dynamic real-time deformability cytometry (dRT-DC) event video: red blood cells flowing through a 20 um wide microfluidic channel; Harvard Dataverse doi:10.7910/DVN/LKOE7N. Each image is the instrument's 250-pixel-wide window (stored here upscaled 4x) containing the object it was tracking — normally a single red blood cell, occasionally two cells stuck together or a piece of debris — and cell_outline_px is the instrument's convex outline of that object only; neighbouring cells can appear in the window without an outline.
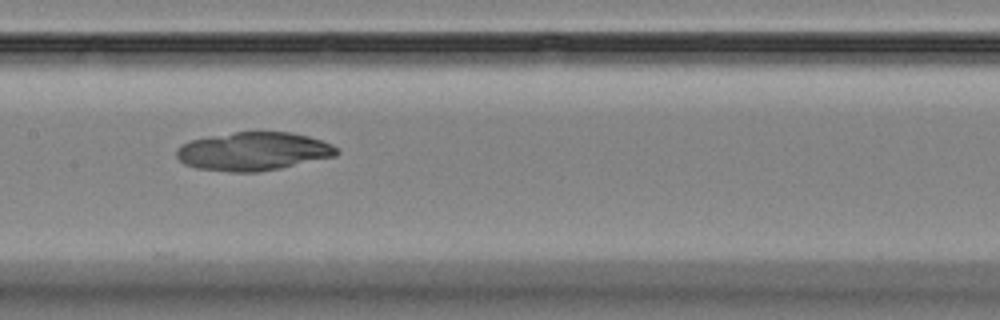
{"species": "Egyptian fruit bat (a non-hibernating species)", "species_latin": "Rousettus aegyptiacus", "temperature_condition": "room temperature", "stored_images_in_passage": 7, "camera_frame_rate_fps": 3000, "um_per_image_px": 0.085, "animal": {"sex": "female"}, "frame": {"image": 1, "passage_image": 5, "time_ms": 4.667, "image_size_px": [1000, 320], "cell_outline_px": [[340, 152], [336, 156], [280, 168], [260, 172], [228, 172], [196, 168], [184, 164], [176, 156], [176, 148], [180, 144], [192, 140], [212, 136], [236, 132], [292, 132], [308, 136], [332, 144], [340, 148]], "centroid_in_image_um": [21.55, 12.87], "position_along_channel_um": 185.9, "area_um2": 35.95}}
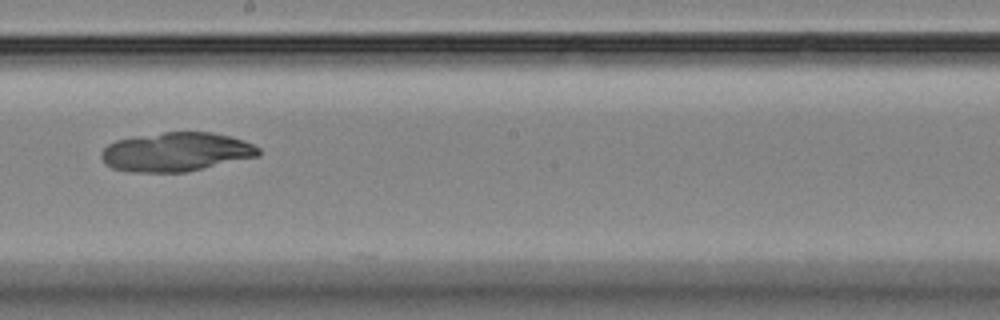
{"frame": {"image": 2, "passage_image": 6, "time_ms": 6.0, "image_size_px": [1000, 320], "cell_outline_px": [[260, 156], [184, 172], [132, 172], [112, 168], [104, 164], [100, 156], [100, 152], [108, 144], [116, 140], [132, 136], [164, 132], [212, 132], [232, 136], [244, 140], [260, 148]], "centroid_in_image_um": [14.95, 12.9], "position_along_channel_um": 233.2, "area_um2": 36.01}}
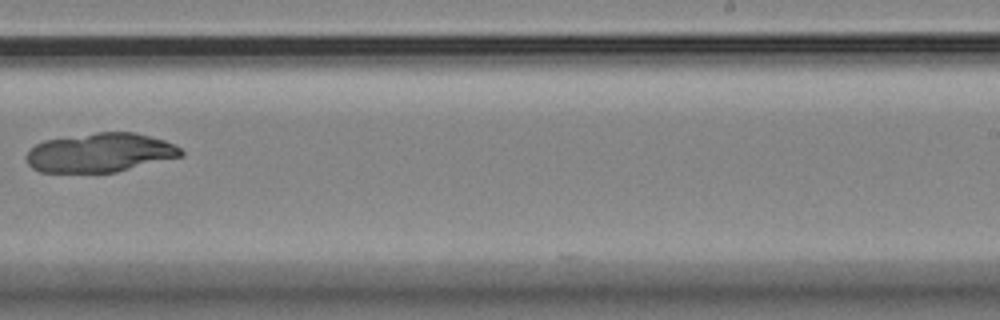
{"frame": {"image": 3, "passage_image": 7, "time_ms": 7.333, "image_size_px": [1000, 320], "cell_outline_px": [[184, 156], [116, 172], [40, 172], [32, 168], [28, 164], [24, 156], [36, 144], [44, 140], [96, 132], [136, 132], [164, 140], [180, 148], [184, 152]], "centroid_in_image_um": [8.51, 12.97], "position_along_channel_um": 280.5, "area_um2": 35.32}}